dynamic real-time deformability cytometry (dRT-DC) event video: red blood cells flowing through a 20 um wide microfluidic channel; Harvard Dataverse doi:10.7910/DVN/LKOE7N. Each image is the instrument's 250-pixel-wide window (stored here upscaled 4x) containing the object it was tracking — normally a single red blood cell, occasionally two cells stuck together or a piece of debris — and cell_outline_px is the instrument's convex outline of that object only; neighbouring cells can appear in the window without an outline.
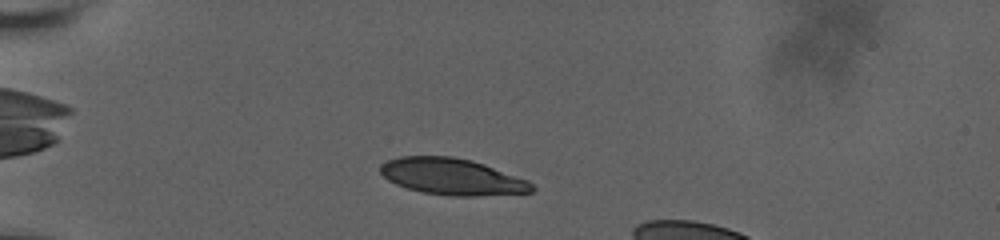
{"species": "human", "species_latin": "Homo sapiens", "temperature_condition": "room temperature", "stored_images_in_passage": 45, "camera_frame_rate_fps": 3000, "um_per_image_px": 0.085, "donor": {"sex": "male"}, "frame": {"image": 1, "passage_image": 4, "time_ms": 1.333, "image_size_px": [1000, 240], "cell_outline_px": [[536, 188], [532, 192], [476, 196], [452, 196], [420, 192], [396, 184], [388, 180], [380, 172], [380, 164], [388, 160], [400, 156], [452, 156], [472, 160], [484, 164], [528, 180]], "centroid_in_image_um": [38.42, 15.01], "position_along_channel_um": 46.6, "area_um2": 32.25}}
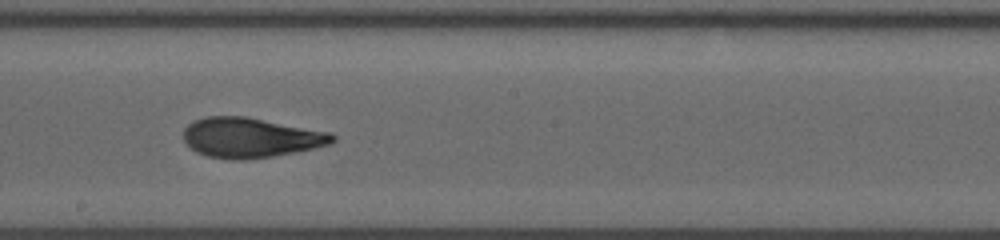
{"frame": {"image": 2, "passage_image": 25, "time_ms": 7.333, "image_size_px": [1000, 240], "cell_outline_px": [[336, 140], [332, 144], [272, 156], [244, 160], [232, 160], [208, 156], [196, 152], [184, 140], [184, 128], [188, 124], [196, 120], [208, 116], [244, 116], [332, 132], [336, 136]], "centroid_in_image_um": [21.32, 11.69], "position_along_channel_um": 226.9, "area_um2": 34.56}}
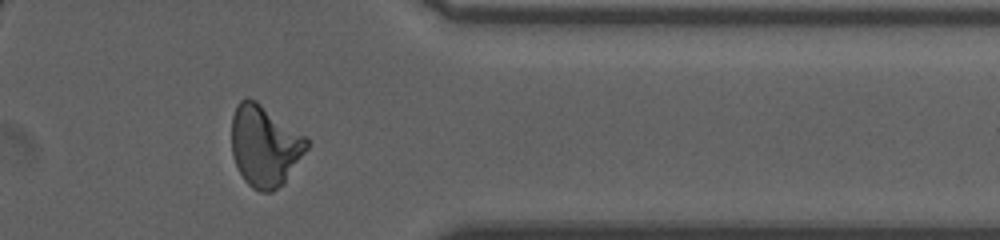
{"frame": {"image": 3, "passage_image": 39, "time_ms": 12.0, "image_size_px": [1000, 240], "cell_outline_px": [[308, 148], [284, 180], [272, 192], [260, 192], [252, 188], [244, 180], [232, 156], [232, 116], [236, 104], [240, 100], [248, 96], [256, 100], [308, 136]], "centroid_in_image_um": [22.49, 12.34], "position_along_channel_um": 388.9, "area_um2": 35.6}}